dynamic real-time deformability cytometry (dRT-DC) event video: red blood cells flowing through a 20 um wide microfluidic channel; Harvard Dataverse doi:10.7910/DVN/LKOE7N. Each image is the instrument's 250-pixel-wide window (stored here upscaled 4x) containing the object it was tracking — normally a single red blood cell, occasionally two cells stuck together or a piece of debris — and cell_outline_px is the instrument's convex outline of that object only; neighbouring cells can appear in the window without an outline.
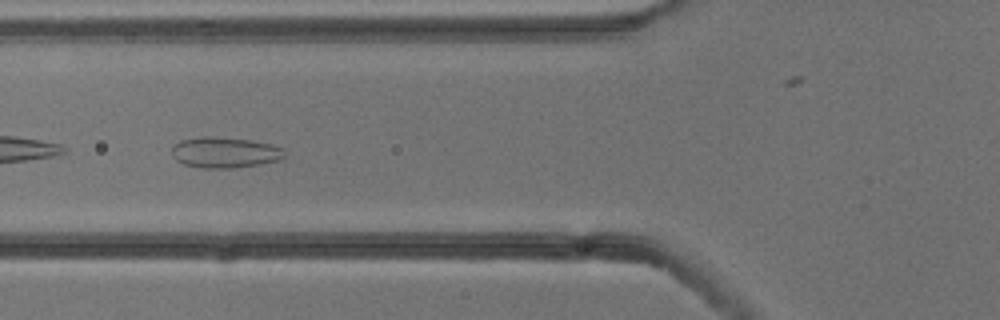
{"species": "common noctule bat (a hibernating species)", "species_latin": "Nyctalus noctula", "temperature_condition": "cold", "stored_images_in_passage": 8, "camera_frame_rate_fps": 3000, "um_per_image_px": 0.085, "animal": {"sex": "male", "body_mass_g": 13.3}, "frame": {"image": 1, "passage_image": 6, "time_ms": 1.667, "image_size_px": [1000, 320], "cell_outline_px": [[284, 156], [280, 160], [260, 164], [232, 168], [200, 168], [184, 164], [176, 160], [172, 156], [172, 144], [180, 140], [204, 136], [212, 136], [248, 140], [272, 144], [284, 148]], "centroid_in_image_um": [19.08, 12.96], "position_along_channel_um": 106.7, "area_um2": 20.35}}
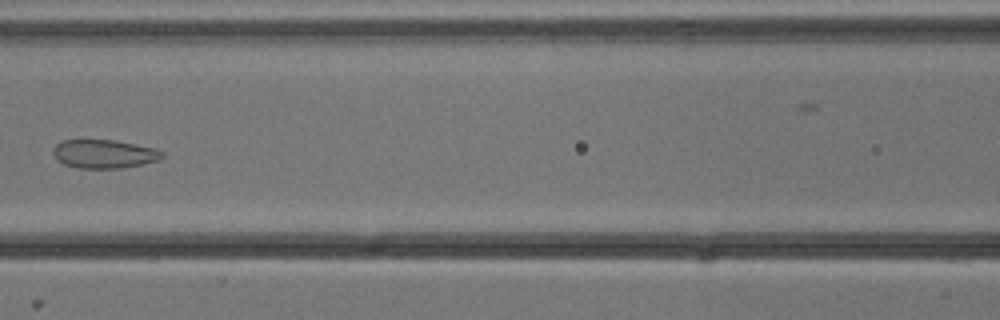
{"frame": {"image": 2, "passage_image": 7, "time_ms": 2.0, "image_size_px": [1000, 320], "cell_outline_px": [[164, 156], [160, 160], [120, 168], [80, 168], [64, 164], [52, 152], [56, 144], [64, 140], [116, 140], [156, 148], [164, 152]], "centroid_in_image_um": [8.9, 13.07], "position_along_channel_um": 157.7, "area_um2": 18.03}}
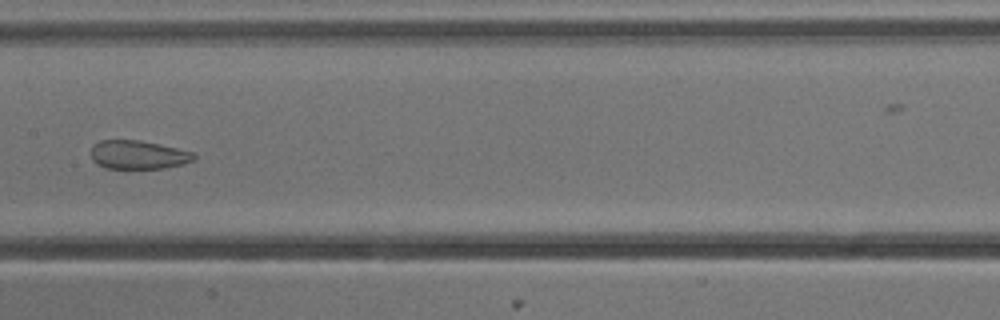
{"frame": {"image": 3, "passage_image": 8, "time_ms": 2.333, "image_size_px": [1000, 320], "cell_outline_px": [[196, 160], [164, 168], [104, 168], [96, 164], [92, 160], [92, 144], [100, 140], [140, 140], [196, 152]], "centroid_in_image_um": [11.75, 13.15], "position_along_channel_um": 195.6, "area_um2": 17.28}}